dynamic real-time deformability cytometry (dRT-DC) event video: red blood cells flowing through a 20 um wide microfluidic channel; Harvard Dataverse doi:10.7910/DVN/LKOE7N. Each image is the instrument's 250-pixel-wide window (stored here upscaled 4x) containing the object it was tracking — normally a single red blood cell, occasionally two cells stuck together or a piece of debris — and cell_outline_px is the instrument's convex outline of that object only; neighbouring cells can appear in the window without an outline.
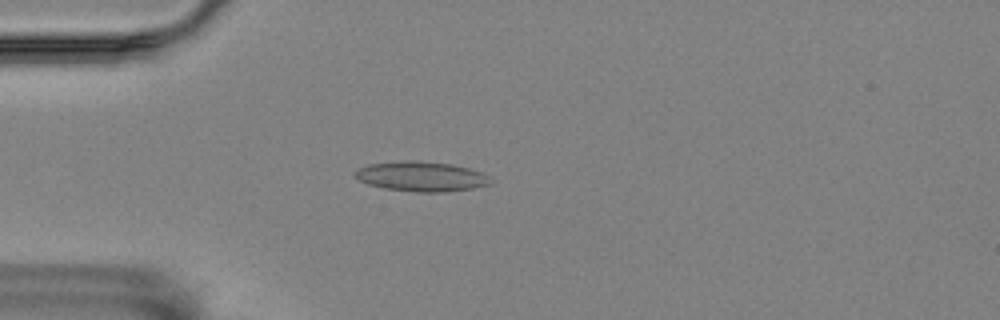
{"species": "Egyptian fruit bat (a non-hibernating species)", "species_latin": "Rousettus aegyptiacus", "temperature_condition": "room temperature", "stored_images_in_passage": 50, "camera_frame_rate_fps": 3000, "um_per_image_px": 0.085, "animal": {"sex": "female"}, "frame": {"image": 1, "passage_image": 9, "time_ms": 2.667, "image_size_px": [1000, 320], "cell_outline_px": [[488, 184], [472, 188], [444, 192], [416, 192], [384, 188], [368, 184], [352, 176], [352, 172], [356, 168], [368, 164], [404, 160], [420, 160], [452, 164], [468, 168], [480, 172], [488, 176]], "centroid_in_image_um": [35.7, 14.98], "position_along_channel_um": 49.3, "area_um2": 23.64}}
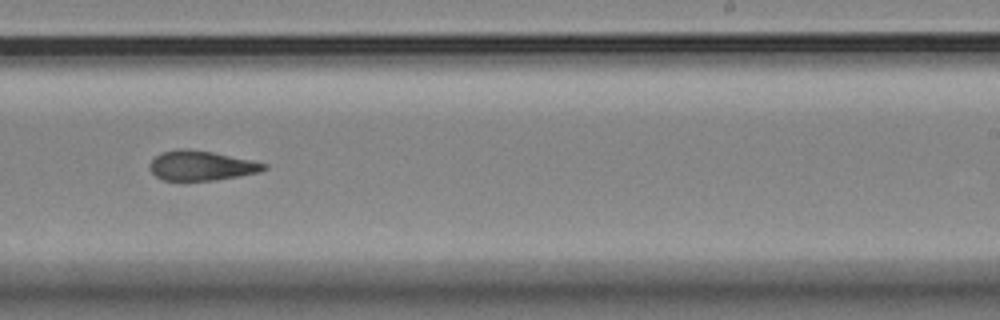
{"frame": {"image": 2, "passage_image": 29, "time_ms": 9.333, "image_size_px": [1000, 320], "cell_outline_px": [[268, 168], [260, 172], [240, 176], [216, 180], [184, 184], [164, 180], [156, 176], [148, 168], [148, 164], [160, 152], [180, 148], [184, 148], [212, 152], [252, 160], [268, 164]], "centroid_in_image_um": [17.07, 14.12], "position_along_channel_um": 271.9, "area_um2": 20.63}}
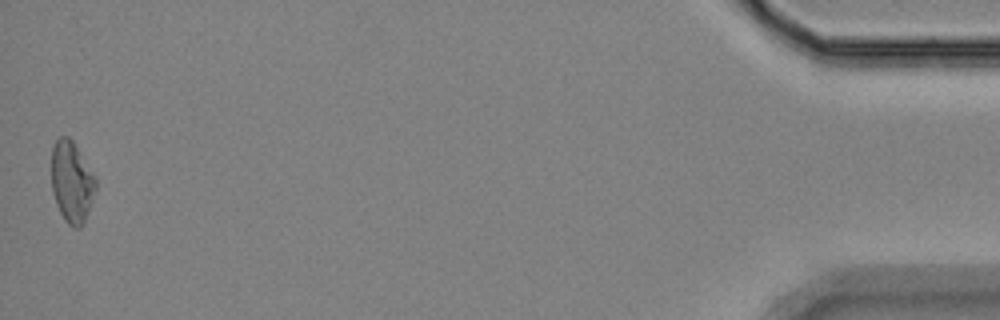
{"frame": {"image": 3, "passage_image": 50, "time_ms": 16.333, "image_size_px": [1000, 320], "cell_outline_px": [[96, 188], [84, 224], [80, 228], [72, 228], [64, 220], [56, 204], [52, 192], [52, 148], [56, 140], [60, 136], [68, 136], [72, 140], [96, 176]], "centroid_in_image_um": [6.1, 15.48], "position_along_channel_um": 429.1, "area_um2": 21.1}, "authors_computed_cell_mechanics": {"area_um2": 20.5768, "velocity_mm_per_s": 3.5108, "shape_relaxation_time_tau1_ms": null, "shape_relaxation_time_tau2_ms": 3.1581, "deformation_change_tau1": null, "deformation_change_tau2": 0.1066}}